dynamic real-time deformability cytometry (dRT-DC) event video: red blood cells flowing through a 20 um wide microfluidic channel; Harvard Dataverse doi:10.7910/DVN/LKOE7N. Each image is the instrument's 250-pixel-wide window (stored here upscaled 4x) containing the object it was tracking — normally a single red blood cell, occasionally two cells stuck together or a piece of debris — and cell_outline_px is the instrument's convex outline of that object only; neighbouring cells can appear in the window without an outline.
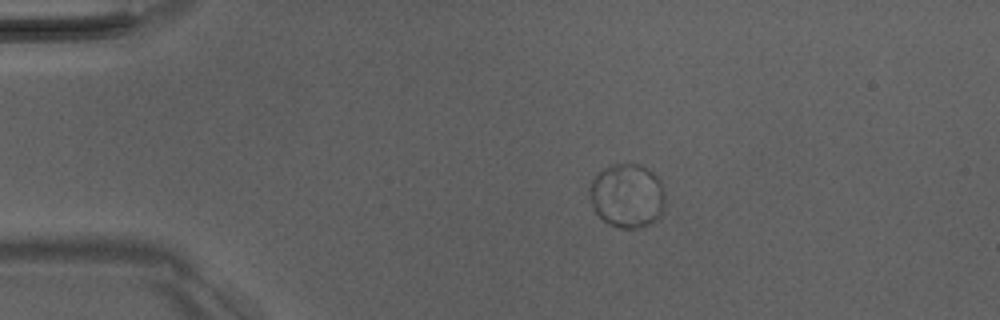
{"species": "Egyptian fruit bat (a non-hibernating species)", "species_latin": "Rousettus aegyptiacus", "temperature_condition": "room temperature", "stored_images_in_passage": 42, "camera_frame_rate_fps": 3000, "um_per_image_px": 0.085, "animal": {"sex": "male"}, "frame": {"image": 1, "passage_image": 1, "time_ms": 0.0, "image_size_px": [1000, 320], "cell_outline_px": [[664, 208], [660, 216], [656, 220], [640, 228], [620, 228], [608, 224], [592, 208], [588, 196], [588, 188], [592, 180], [604, 168], [612, 164], [640, 164], [648, 168], [660, 180], [664, 192]], "centroid_in_image_um": [53.3, 16.64], "position_along_channel_um": 31.7, "area_um2": 28.44}}
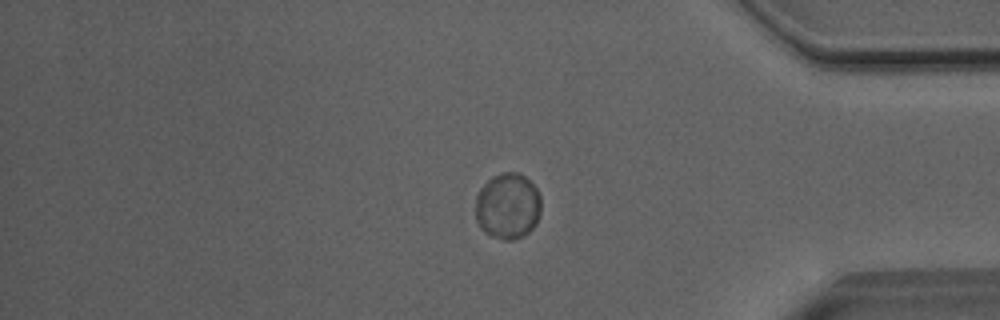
{"frame": {"image": 2, "passage_image": 34, "time_ms": 11.0, "image_size_px": [1000, 320], "cell_outline_px": [[540, 212], [536, 224], [528, 232], [512, 240], [504, 240], [492, 236], [484, 232], [480, 228], [476, 220], [476, 196], [480, 188], [492, 176], [504, 172], [520, 172], [536, 188], [540, 196]], "centroid_in_image_um": [43.14, 17.51], "position_along_channel_um": 392.1, "area_um2": 25.26}}
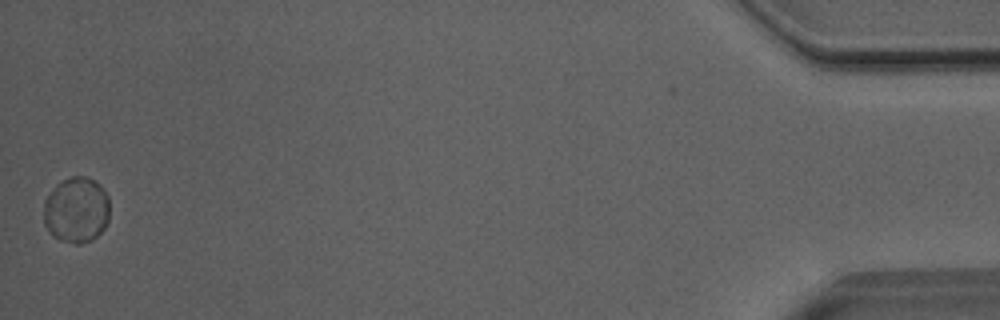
{"frame": {"image": 3, "passage_image": 42, "time_ms": 13.667, "image_size_px": [1000, 320], "cell_outline_px": [[108, 220], [104, 228], [92, 240], [80, 244], [76, 244], [60, 240], [52, 236], [48, 232], [44, 224], [44, 200], [52, 188], [60, 180], [72, 176], [88, 176], [100, 184], [104, 188], [108, 196]], "centroid_in_image_um": [6.47, 17.83], "position_along_channel_um": 428.7, "area_um2": 25.72}, "authors_computed_cell_mechanics": {"area_um2": 24.9696, "velocity_mm_per_s": 3.9775, "shape_relaxation_time_tau1_ms": 4.6437, "shape_relaxation_time_tau2_ms": null, "deformation_change_tau1": 0.0209, "deformation_change_tau2": null}}